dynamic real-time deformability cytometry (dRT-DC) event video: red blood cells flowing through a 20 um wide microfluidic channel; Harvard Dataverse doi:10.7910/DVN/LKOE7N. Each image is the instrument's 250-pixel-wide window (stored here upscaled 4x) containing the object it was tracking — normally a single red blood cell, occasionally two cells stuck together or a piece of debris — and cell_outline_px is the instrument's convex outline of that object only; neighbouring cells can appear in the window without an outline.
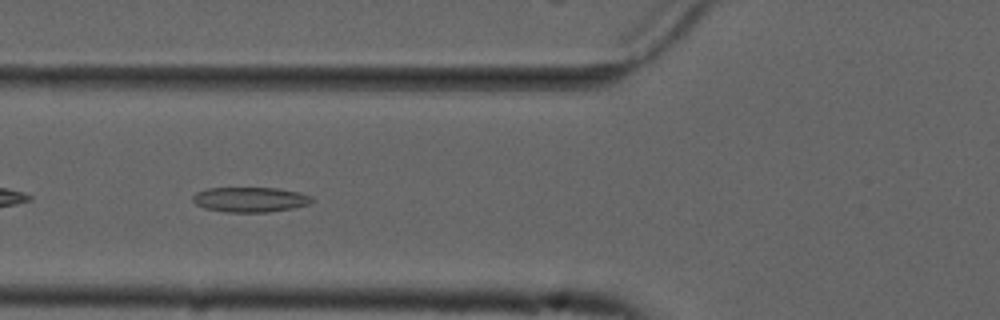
{"species": "common noctule bat (a hibernating species)", "species_latin": "Nyctalus noctula", "temperature_condition": "cold", "stored_images_in_passage": 33, "camera_frame_rate_fps": 3000, "um_per_image_px": 0.085, "animal": {"sex": "male", "forearm_length_mm": 52.5}, "frame": {"image": 1, "passage_image": 6, "time_ms": 1.667, "image_size_px": [1000, 320], "cell_outline_px": [[312, 200], [308, 204], [292, 208], [268, 212], [224, 212], [204, 208], [196, 204], [192, 200], [192, 196], [196, 192], [208, 188], [276, 188], [300, 192], [312, 196]], "centroid_in_image_um": [21.23, 16.96], "position_along_channel_um": 104.6, "area_um2": 17.34}}
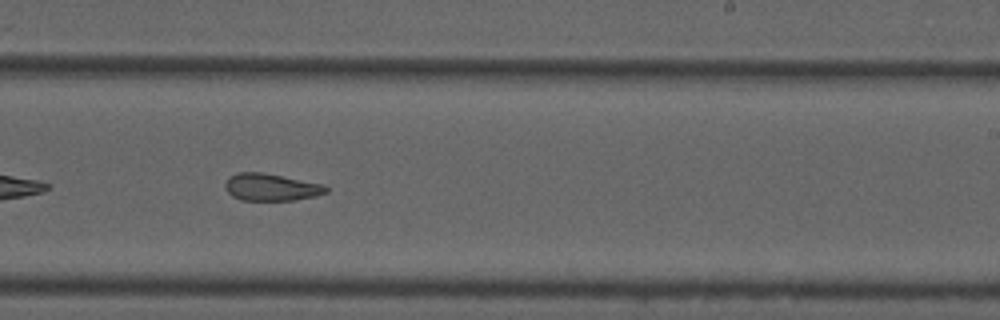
{"frame": {"image": 2, "passage_image": 19, "time_ms": 6.0, "image_size_px": [1000, 320], "cell_outline_px": [[328, 192], [316, 196], [296, 200], [240, 200], [232, 196], [224, 188], [224, 184], [228, 176], [236, 172], [260, 172], [324, 184], [328, 188]], "centroid_in_image_um": [23.02, 15.91], "position_along_channel_um": 266.0, "area_um2": 16.13}}
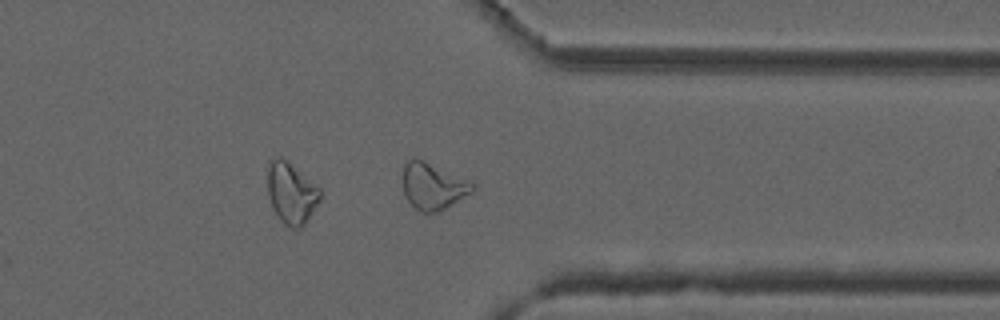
{"frame": {"image": 3, "passage_image": 28, "time_ms": 9.0, "image_size_px": [1000, 320], "cell_outline_px": [[476, 184], [472, 192], [444, 208], [436, 212], [420, 212], [404, 196], [404, 164], [408, 160], [420, 160], [472, 180]], "centroid_in_image_um": [36.84, 15.84], "position_along_channel_um": 374.6, "area_um2": 18.44}, "authors_computed_cell_mechanics": {"area_um2": 16.8776, "velocity_mm_per_s": 3.7189, "shape_relaxation_time_tau1_ms": null, "shape_relaxation_time_tau2_ms": 3.6563, "deformation_change_tau1": null, "deformation_change_tau2": 0.1075}}